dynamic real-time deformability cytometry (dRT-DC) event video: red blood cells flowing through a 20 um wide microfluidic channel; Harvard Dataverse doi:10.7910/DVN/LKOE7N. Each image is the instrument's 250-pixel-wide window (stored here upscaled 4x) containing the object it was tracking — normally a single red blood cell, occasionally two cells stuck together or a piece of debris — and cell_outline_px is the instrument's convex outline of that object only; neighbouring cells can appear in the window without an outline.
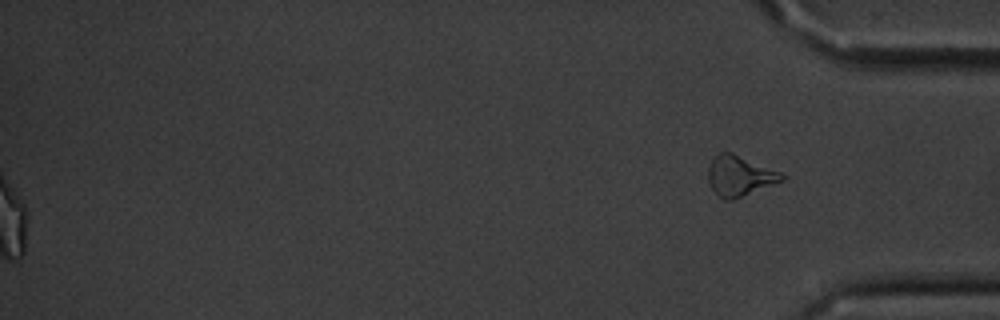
{"species": "common noctule bat (a hibernating species)", "species_latin": "Nyctalus noctula", "temperature_condition": "cold", "stored_images_in_passage": 41, "segment_of_instrument_passage": [2, 2], "camera_frame_rate_fps": 3000, "um_per_image_px": 0.085, "animal": {"sex": "male", "body_mass_g": 20.1, "forearm_length_mm": 53.5}, "frame": {"image": 1, "passage_image": 41, "time_ms": 13.333, "image_size_px": [1000, 320], "cell_outline_px": [[788, 176], [784, 180], [732, 200], [724, 200], [712, 188], [708, 180], [708, 168], [712, 160], [720, 152], [732, 152], [780, 172]], "centroid_in_image_um": [62.88, 14.94], "position_along_channel_um": 372.3, "area_um2": 17.05}}